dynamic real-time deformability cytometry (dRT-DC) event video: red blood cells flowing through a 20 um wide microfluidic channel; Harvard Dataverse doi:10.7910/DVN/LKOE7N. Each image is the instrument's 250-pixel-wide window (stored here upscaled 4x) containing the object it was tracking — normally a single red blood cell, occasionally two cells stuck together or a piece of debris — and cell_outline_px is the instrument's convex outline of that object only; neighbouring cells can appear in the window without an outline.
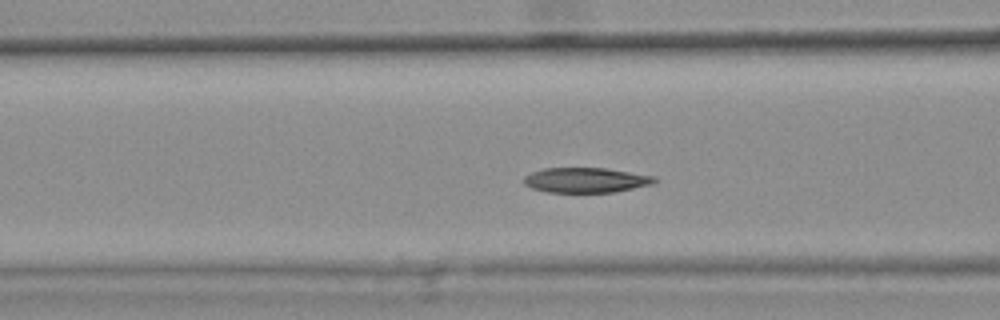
{"species": "common noctule bat (a hibernating species)", "species_latin": "Nyctalus noctula", "temperature_condition": "warm", "stored_images_in_passage": 43, "camera_frame_rate_fps": 3000, "um_per_image_px": 0.085, "animal": {"sex": "female", "body_mass_g": 25.1}, "frame": {"image": 1, "passage_image": 19, "time_ms": 6.0, "image_size_px": [1000, 320], "cell_outline_px": [[656, 180], [652, 184], [616, 192], [548, 192], [532, 188], [524, 184], [524, 176], [532, 172], [544, 168], [604, 168], [656, 176]], "centroid_in_image_um": [49.8, 15.31], "position_along_channel_um": 116.8, "area_um2": 18.96}, "authors_computed_cell_mechanics": {"area_um2": 19.941, "velocity_mm_per_s": 3.7802, "shape_relaxation_time_tau1_ms": 5.8381, "shape_relaxation_time_tau2_ms": 2.5084, "deformation_change_tau1": 0.1479, "deformation_change_tau2": 0.0567}}